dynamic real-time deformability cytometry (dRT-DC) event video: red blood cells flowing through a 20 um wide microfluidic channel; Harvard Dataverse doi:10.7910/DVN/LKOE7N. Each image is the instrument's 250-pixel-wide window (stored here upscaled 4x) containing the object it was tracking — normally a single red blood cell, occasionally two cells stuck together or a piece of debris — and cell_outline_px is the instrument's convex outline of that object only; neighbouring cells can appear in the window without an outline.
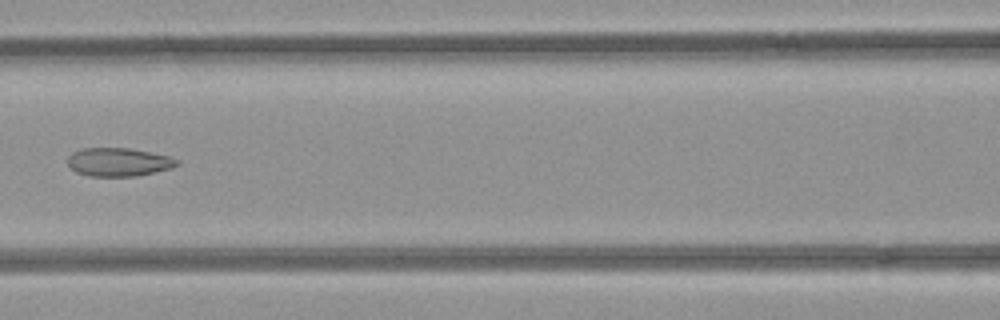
{"species": "common noctule bat (a hibernating species)", "species_latin": "Nyctalus noctula", "temperature_condition": "room temperature", "stored_images_in_passage": 7, "camera_frame_rate_fps": 3000, "um_per_image_px": 0.085, "animal": {"sex": "female", "body_mass_g": 21.9}, "frame": {"image": 1, "passage_image": 7, "time_ms": 2.0, "image_size_px": [1000, 320], "cell_outline_px": [[180, 164], [172, 168], [136, 176], [88, 176], [76, 172], [68, 164], [68, 156], [72, 152], [84, 148], [128, 148], [168, 156], [180, 160]], "centroid_in_image_um": [10.08, 13.78], "position_along_channel_um": 156.5, "area_um2": 18.03}}